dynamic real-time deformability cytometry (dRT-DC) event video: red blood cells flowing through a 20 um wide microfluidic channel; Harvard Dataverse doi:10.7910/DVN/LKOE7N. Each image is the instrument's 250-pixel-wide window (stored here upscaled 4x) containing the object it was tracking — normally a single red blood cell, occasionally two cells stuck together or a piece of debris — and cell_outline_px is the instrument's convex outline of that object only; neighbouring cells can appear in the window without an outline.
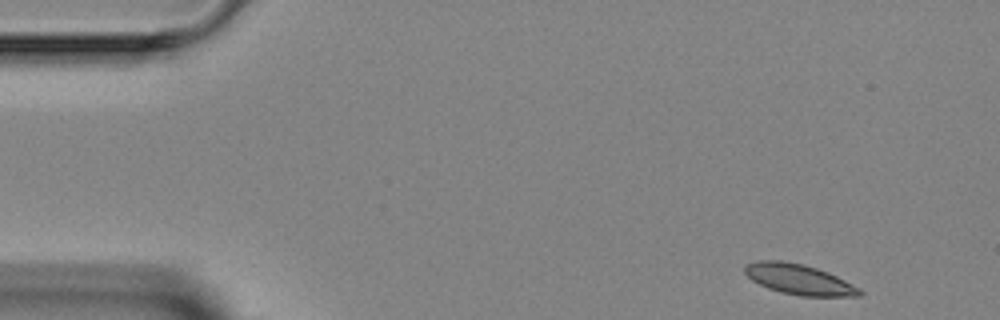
{"species": "Egyptian fruit bat (a non-hibernating species)", "species_latin": "Rousettus aegyptiacus", "temperature_condition": "room temperature", "stored_images_in_passage": 5, "camera_frame_rate_fps": 3000, "um_per_image_px": 0.085, "animal": {"sex": "female"}, "frame": {"image": 1, "passage_image": 1, "time_ms": 0.0, "image_size_px": [1000, 320], "cell_outline_px": [[864, 292], [860, 296], [800, 296], [780, 292], [768, 288], [752, 280], [744, 272], [744, 264], [756, 260], [780, 260], [804, 264], [828, 272], [860, 288]], "centroid_in_image_um": [67.89, 23.74], "position_along_channel_um": 17.1, "area_um2": 20.4}}
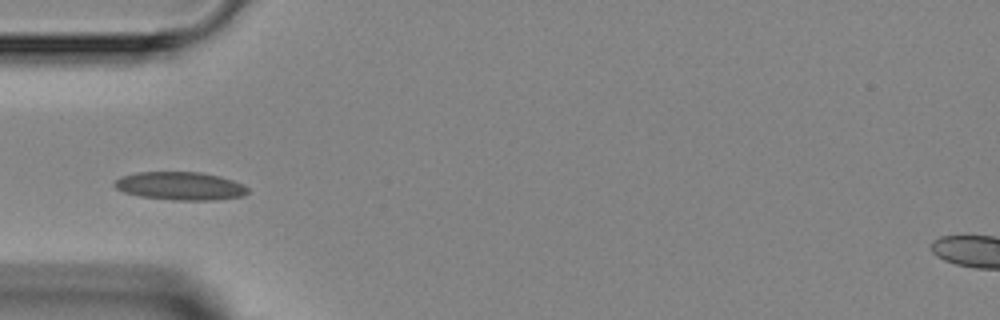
{"frame": {"image": 2, "passage_image": 4, "time_ms": 3.667, "image_size_px": [1000, 320], "cell_outline_px": [[248, 192], [244, 196], [212, 200], [172, 200], [140, 196], [124, 192], [116, 188], [112, 184], [120, 176], [136, 172], [200, 172], [220, 176], [244, 184], [248, 188]], "centroid_in_image_um": [15.32, 15.8], "position_along_channel_um": 69.7, "area_um2": 21.96}}
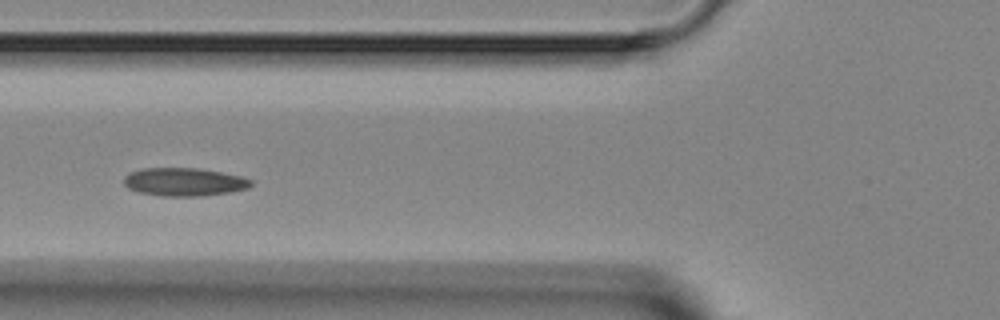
{"frame": {"image": 3, "passage_image": 5, "time_ms": 4.667, "image_size_px": [1000, 320], "cell_outline_px": [[252, 184], [248, 188], [232, 192], [204, 196], [160, 196], [140, 192], [128, 188], [124, 184], [124, 176], [128, 172], [144, 168], [196, 168], [220, 172], [240, 176], [252, 180]], "centroid_in_image_um": [15.64, 15.47], "position_along_channel_um": 110.2, "area_um2": 20.92}}